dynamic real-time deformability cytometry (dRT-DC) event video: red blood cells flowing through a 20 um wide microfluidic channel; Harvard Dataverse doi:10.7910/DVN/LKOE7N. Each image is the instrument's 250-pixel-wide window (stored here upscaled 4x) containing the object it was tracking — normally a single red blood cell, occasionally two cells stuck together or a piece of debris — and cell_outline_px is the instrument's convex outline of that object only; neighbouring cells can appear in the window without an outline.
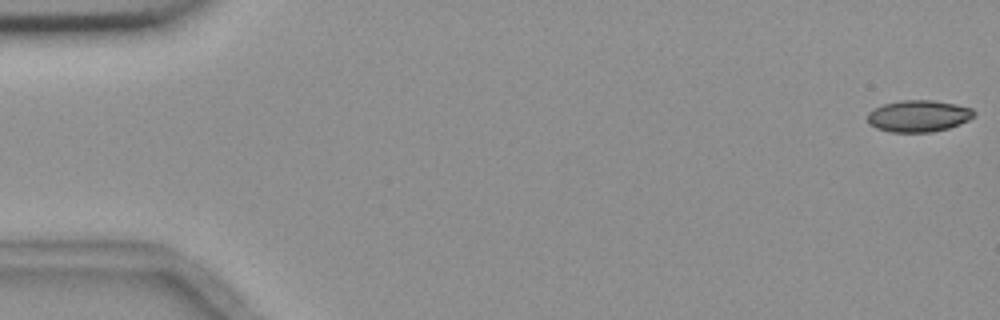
{"species": "common noctule bat (a hibernating species)", "species_latin": "Nyctalus noctula", "temperature_condition": "room temperature", "stored_images_in_passage": 4, "camera_frame_rate_fps": 3000, "um_per_image_px": 0.085, "animal": {"sex": "female", "body_mass_g": 18.4}, "frame": {"image": 1, "passage_image": 1, "time_ms": 0.0, "image_size_px": [1000, 320], "cell_outline_px": [[976, 112], [968, 120], [960, 124], [948, 128], [932, 132], [892, 132], [876, 128], [868, 124], [868, 112], [884, 104], [900, 100], [932, 100], [956, 104], [972, 108]], "centroid_in_image_um": [78.07, 9.86], "position_along_channel_um": 6.9, "area_um2": 19.65}}